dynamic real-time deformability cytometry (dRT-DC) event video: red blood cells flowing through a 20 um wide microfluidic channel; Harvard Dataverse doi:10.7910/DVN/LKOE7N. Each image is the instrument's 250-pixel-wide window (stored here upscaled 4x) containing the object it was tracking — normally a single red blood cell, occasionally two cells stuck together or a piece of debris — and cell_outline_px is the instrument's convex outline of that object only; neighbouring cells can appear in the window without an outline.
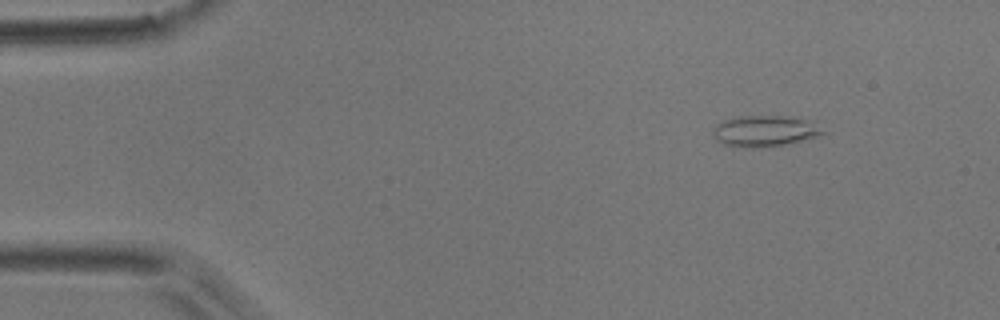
{"species": "common noctule bat (a hibernating species)", "species_latin": "Nyctalus noctula", "temperature_condition": "room temperature", "stored_images_in_passage": 5, "camera_frame_rate_fps": 3000, "um_per_image_px": 0.085, "animal": {"sex": "male", "body_mass_g": 17.9}, "frame": {"image": 1, "passage_image": 1, "time_ms": 0.0, "image_size_px": [1000, 320], "cell_outline_px": [[828, 132], [816, 136], [784, 144], [756, 148], [744, 148], [724, 144], [716, 140], [712, 132], [712, 128], [716, 124], [724, 120], [740, 116], [788, 116], [816, 120]], "centroid_in_image_um": [65.05, 11.12], "position_along_channel_um": 20.0, "area_um2": 20.23}}
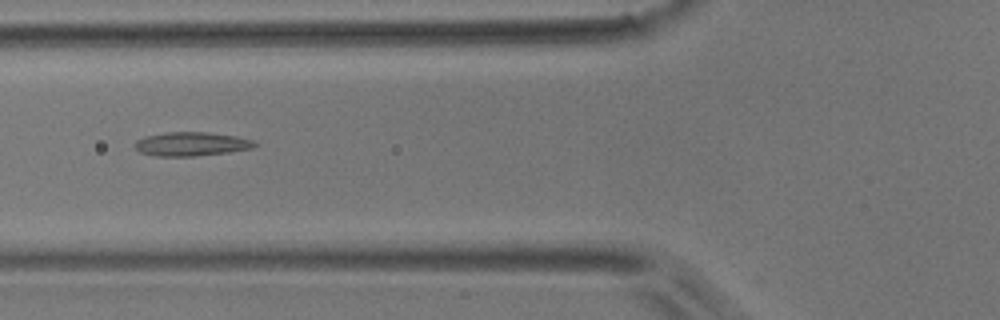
{"frame": {"image": 2, "passage_image": 5, "time_ms": 4.667, "image_size_px": [1000, 320], "cell_outline_px": [[260, 144], [252, 148], [228, 152], [196, 156], [156, 156], [140, 152], [132, 144], [136, 140], [144, 136], [168, 132], [208, 132], [236, 136], [252, 140]], "centroid_in_image_um": [16.25, 12.24], "position_along_channel_um": 109.5, "area_um2": 16.76}}